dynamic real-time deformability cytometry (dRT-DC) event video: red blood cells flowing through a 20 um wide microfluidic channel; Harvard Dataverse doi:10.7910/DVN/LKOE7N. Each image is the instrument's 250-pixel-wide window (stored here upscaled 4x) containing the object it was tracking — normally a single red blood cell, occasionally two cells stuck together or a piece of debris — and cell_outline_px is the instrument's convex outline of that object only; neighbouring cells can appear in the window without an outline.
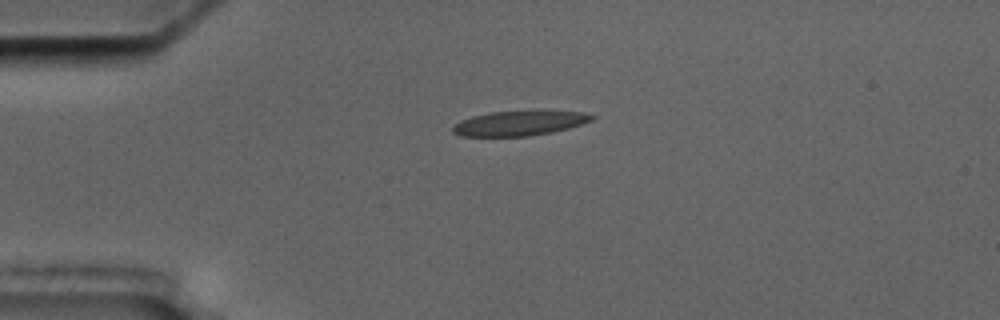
{"species": "common noctule bat (a hibernating species)", "species_latin": "Nyctalus noctula", "temperature_condition": "cold", "stored_images_in_passage": 3, "camera_frame_rate_fps": 3000, "um_per_image_px": 0.085, "animal": {"sex": "male", "body_mass_g": 17.5, "forearm_length_mm": 52.3}, "frame": {"image": 1, "passage_image": 1, "time_ms": 0.0, "image_size_px": [1000, 320], "cell_outline_px": [[596, 116], [592, 120], [568, 128], [552, 132], [528, 136], [460, 136], [452, 132], [452, 128], [460, 120], [472, 116], [488, 112], [532, 108], [580, 112]], "centroid_in_image_um": [44.16, 10.42], "position_along_channel_um": 40.8, "area_um2": 20.87}}
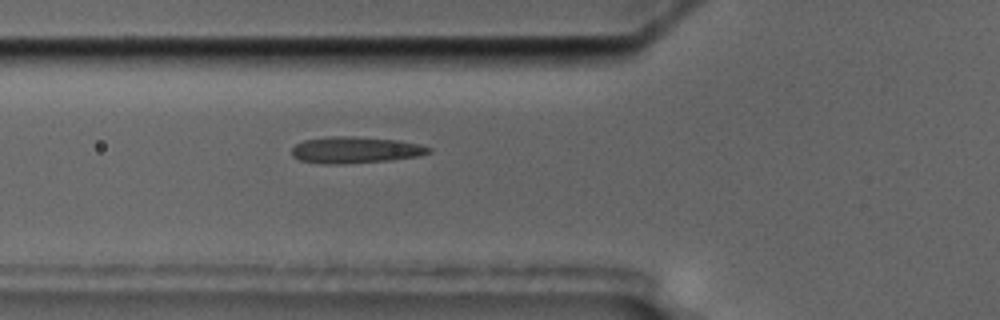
{"frame": {"image": 2, "passage_image": 3, "time_ms": 2.333, "image_size_px": [1000, 320], "cell_outline_px": [[432, 152], [420, 156], [392, 160], [340, 164], [320, 164], [300, 160], [292, 156], [292, 148], [296, 144], [304, 140], [332, 136], [352, 136], [400, 140], [420, 144], [432, 148]], "centroid_in_image_um": [30.24, 12.75], "position_along_channel_um": 95.6, "area_um2": 21.39}}